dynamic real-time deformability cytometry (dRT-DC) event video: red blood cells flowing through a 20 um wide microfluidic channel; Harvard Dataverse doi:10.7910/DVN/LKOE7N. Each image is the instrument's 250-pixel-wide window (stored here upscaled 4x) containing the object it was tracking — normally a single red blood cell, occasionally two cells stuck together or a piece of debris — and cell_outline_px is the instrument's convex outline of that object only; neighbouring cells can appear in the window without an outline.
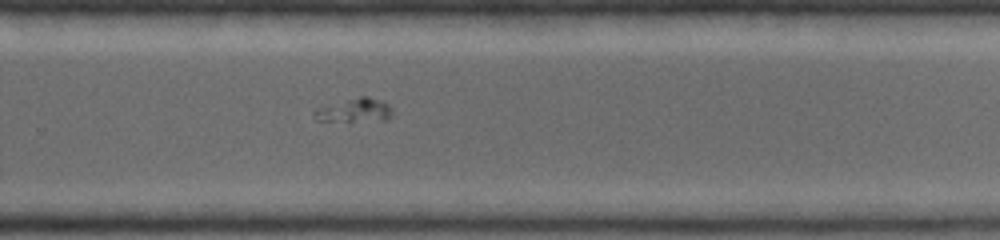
{"species": "common noctule bat (a hibernating species)", "species_latin": "Nyctalus noctula", "temperature_condition": "warm", "stored_images_in_passage": 13, "segment_of_instrument_passage": [2, 2], "camera_frame_rate_fps": 5000, "um_per_image_px": 0.085, "animal": {"sex": "female", "body_mass_g": 19.0, "forearm_length_mm": 53.3}, "frame": {"image": 1, "passage_image": 13, "time_ms": 5.0, "image_size_px": [1000, 240], "cell_outline_px": [[392, 112], [388, 120], [316, 120], [312, 112], [320, 108], [360, 96], [368, 96], [388, 104], [392, 108]], "centroid_in_image_um": [30.2, 9.37], "position_along_channel_um": 299.6, "area_um2": 10.23}}